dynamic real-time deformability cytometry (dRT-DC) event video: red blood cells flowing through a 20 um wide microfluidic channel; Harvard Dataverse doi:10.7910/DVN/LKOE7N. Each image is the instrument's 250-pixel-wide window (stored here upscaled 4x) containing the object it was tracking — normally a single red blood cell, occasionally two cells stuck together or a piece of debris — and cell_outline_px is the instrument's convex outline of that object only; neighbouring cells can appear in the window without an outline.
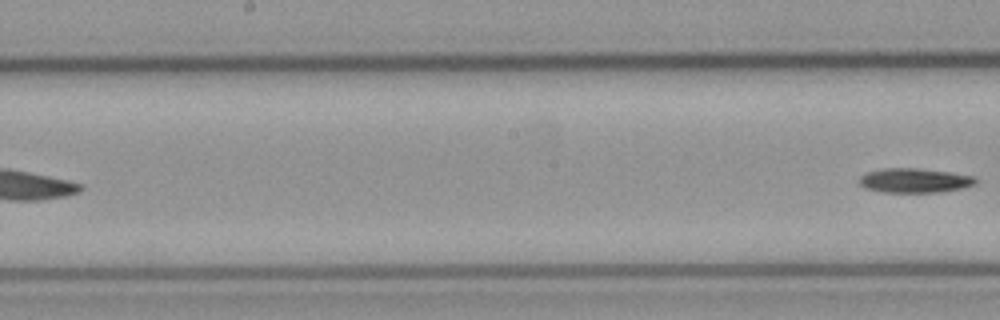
{"species": "common noctule bat (a hibernating species)", "species_latin": "Nyctalus noctula", "temperature_condition": "cold", "stored_images_in_passage": 9, "segment_of_instrument_passage": [2, 2], "camera_frame_rate_fps": 3000, "um_per_image_px": 0.085, "animal": {"sex": "male", "body_mass_g": 23.1, "forearm_length_mm": 52.7}, "frame": {"image": 1, "passage_image": 9, "time_ms": 9.333, "image_size_px": [1000, 320], "cell_outline_px": [[980, 180], [976, 184], [960, 188], [936, 192], [884, 192], [864, 188], [856, 180], [864, 172], [884, 168], [916, 168], [948, 172], [976, 176]], "centroid_in_image_um": [77.7, 15.33], "position_along_channel_um": 170.5, "area_um2": 16.7}}